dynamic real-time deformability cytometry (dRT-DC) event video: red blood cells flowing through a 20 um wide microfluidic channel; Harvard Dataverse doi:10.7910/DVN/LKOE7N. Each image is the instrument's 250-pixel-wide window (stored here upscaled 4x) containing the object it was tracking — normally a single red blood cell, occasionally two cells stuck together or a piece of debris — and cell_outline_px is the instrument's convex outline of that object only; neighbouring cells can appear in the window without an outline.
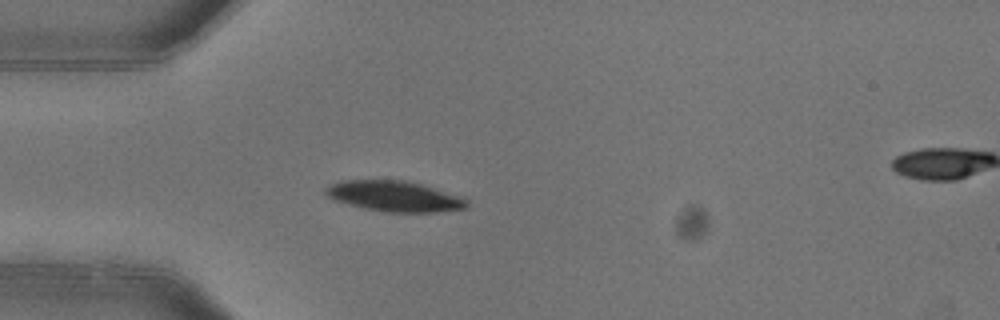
{"species": "common noctule bat (a hibernating species)", "species_latin": "Nyctalus noctula", "temperature_condition": "warm", "stored_images_in_passage": 2, "segment_of_instrument_passage": [1, 2], "camera_frame_rate_fps": 3000, "um_per_image_px": 0.085, "animal": {"sex": "female"}, "frame": {"image": 1, "passage_image": 1, "time_ms": 0.0, "image_size_px": [1000, 320], "cell_outline_px": [[468, 208], [436, 212], [388, 212], [364, 208], [348, 204], [336, 200], [328, 196], [324, 192], [324, 188], [340, 180], [404, 180], [420, 184], [468, 200]], "centroid_in_image_um": [33.48, 16.68], "position_along_channel_um": 51.5, "area_um2": 24.74}}